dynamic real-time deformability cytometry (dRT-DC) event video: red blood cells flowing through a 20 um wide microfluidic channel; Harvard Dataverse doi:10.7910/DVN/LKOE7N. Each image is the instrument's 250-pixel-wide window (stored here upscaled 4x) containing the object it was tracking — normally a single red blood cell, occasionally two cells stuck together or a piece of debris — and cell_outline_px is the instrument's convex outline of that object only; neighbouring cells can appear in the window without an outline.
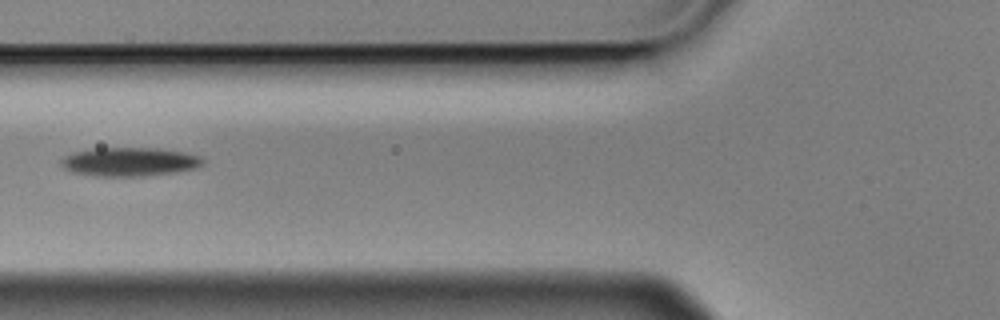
{"species": "Egyptian fruit bat (a non-hibernating species)", "species_latin": "Rousettus aegyptiacus", "temperature_condition": "cold", "stored_images_in_passage": 3, "camera_frame_rate_fps": 3000, "um_per_image_px": 0.085, "animal": {"sex": "male"}, "frame": {"image": 1, "passage_image": 3, "time_ms": 0.667, "image_size_px": [1000, 320], "cell_outline_px": [[204, 164], [192, 168], [172, 172], [144, 176], [100, 176], [72, 172], [64, 168], [60, 164], [60, 160], [76, 152], [96, 148], [160, 148], [184, 152], [200, 156], [204, 160]], "centroid_in_image_um": [11.02, 13.75], "position_along_channel_um": 114.8, "area_um2": 23.41}}